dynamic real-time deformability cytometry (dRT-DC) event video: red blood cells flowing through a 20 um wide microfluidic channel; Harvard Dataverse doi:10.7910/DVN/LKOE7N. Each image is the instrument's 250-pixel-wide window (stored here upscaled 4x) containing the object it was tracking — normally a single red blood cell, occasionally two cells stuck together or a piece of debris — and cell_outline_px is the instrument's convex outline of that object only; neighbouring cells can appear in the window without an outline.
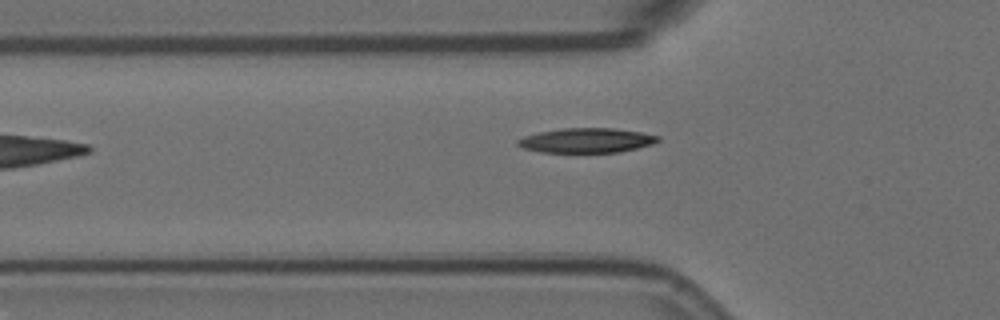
{"species": "Egyptian fruit bat (a non-hibernating species)", "species_latin": "Rousettus aegyptiacus", "temperature_condition": "room temperature", "stored_images_in_passage": 5, "camera_frame_rate_fps": 3000, "um_per_image_px": 0.085, "animal": {"sex": "female"}, "frame": {"image": 1, "passage_image": 5, "time_ms": 1.333, "image_size_px": [1000, 320], "cell_outline_px": [[660, 140], [652, 144], [620, 152], [540, 152], [524, 148], [516, 144], [516, 140], [524, 136], [540, 132], [560, 128], [612, 128], [640, 132], [660, 136]], "centroid_in_image_um": [49.84, 11.93], "position_along_channel_um": 76.0, "area_um2": 20.06}}